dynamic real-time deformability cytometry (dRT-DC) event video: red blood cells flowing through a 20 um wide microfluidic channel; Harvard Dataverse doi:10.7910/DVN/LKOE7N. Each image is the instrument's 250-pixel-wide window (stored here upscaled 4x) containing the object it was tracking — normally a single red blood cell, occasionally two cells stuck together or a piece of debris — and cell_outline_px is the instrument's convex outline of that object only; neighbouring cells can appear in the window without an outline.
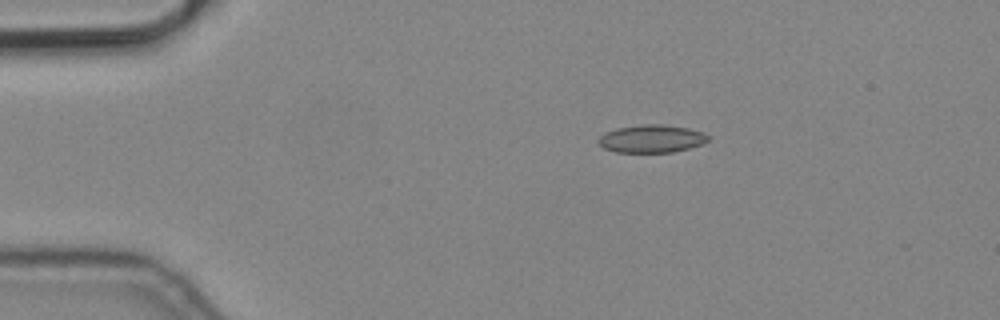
{"species": "common noctule bat (a hibernating species)", "species_latin": "Nyctalus noctula", "temperature_condition": "cold", "stored_images_in_passage": 3, "camera_frame_rate_fps": 3000, "um_per_image_px": 0.085, "animal": {"sex": "male", "body_mass_g": 19.2, "forearm_length_mm": 51.8}, "frame": {"image": 1, "passage_image": 1, "time_ms": 0.0, "image_size_px": [1000, 320], "cell_outline_px": [[708, 140], [704, 144], [672, 152], [616, 152], [604, 148], [596, 140], [604, 132], [616, 128], [640, 124], [660, 124], [688, 128], [704, 132], [708, 136]], "centroid_in_image_um": [55.37, 11.78], "position_along_channel_um": 29.6, "area_um2": 17.86}}